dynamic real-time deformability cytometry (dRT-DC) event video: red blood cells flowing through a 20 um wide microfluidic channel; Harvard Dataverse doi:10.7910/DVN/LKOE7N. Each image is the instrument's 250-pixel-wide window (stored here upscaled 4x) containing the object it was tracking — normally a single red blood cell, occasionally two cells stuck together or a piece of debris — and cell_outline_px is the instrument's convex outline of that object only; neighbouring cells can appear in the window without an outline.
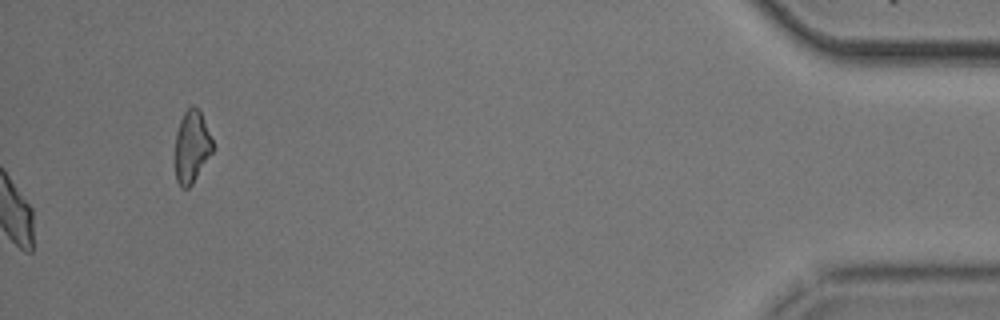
{"species": "common noctule bat (a hibernating species)", "species_latin": "Nyctalus noctula", "temperature_condition": "cold", "stored_images_in_passage": 46, "camera_frame_rate_fps": 3000, "um_per_image_px": 0.085, "animal": {"sex": "male", "body_mass_g": 20.5, "forearm_length_mm": 52.5}, "frame": {"image": 1, "passage_image": 46, "time_ms": 15.0, "image_size_px": [1000, 320], "cell_outline_px": [[212, 152], [192, 184], [188, 188], [180, 188], [176, 180], [176, 132], [180, 120], [184, 112], [192, 104], [200, 112], [212, 140]], "centroid_in_image_um": [16.28, 12.48], "position_along_channel_um": 418.9, "area_um2": 15.43}, "authors_computed_cell_mechanics": {"area_um2": 19.1896, "velocity_mm_per_s": 3.6926, "shape_relaxation_time_tau1_ms": 2.4422, "shape_relaxation_time_tau2_ms": 2.6328, "deformation_change_tau1": 0.1068, "deformation_change_tau2": 0.0817}}